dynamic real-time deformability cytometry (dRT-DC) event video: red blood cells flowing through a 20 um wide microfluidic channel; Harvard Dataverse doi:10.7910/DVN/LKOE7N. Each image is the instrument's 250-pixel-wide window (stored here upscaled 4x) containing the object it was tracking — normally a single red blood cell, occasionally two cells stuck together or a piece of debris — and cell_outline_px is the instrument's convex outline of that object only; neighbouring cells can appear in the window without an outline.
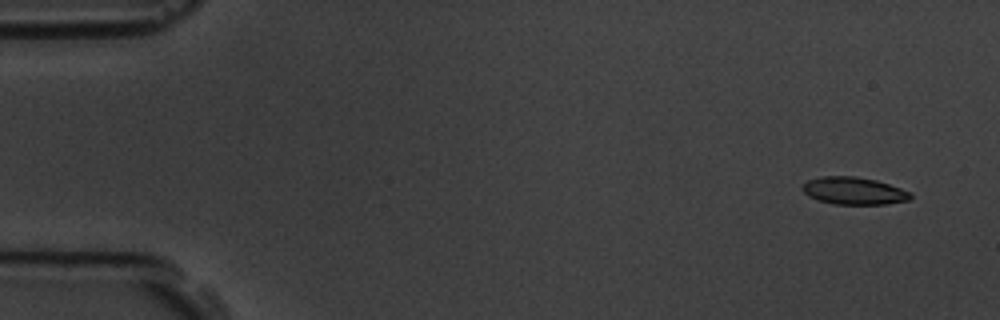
{"species": "common noctule bat (a hibernating species)", "species_latin": "Nyctalus noctula", "temperature_condition": "room temperature", "stored_images_in_passage": 5, "camera_frame_rate_fps": 3000, "um_per_image_px": 0.085, "animal": {"sex": "male", "body_mass_g": 19.5, "forearm_length_mm": 54.6}, "frame": {"image": 1, "passage_image": 1, "time_ms": 0.0, "image_size_px": [1000, 320], "cell_outline_px": [[912, 196], [908, 200], [888, 204], [836, 204], [820, 200], [808, 196], [800, 188], [808, 180], [820, 176], [856, 176], [876, 180], [912, 192]], "centroid_in_image_um": [72.58, 16.21], "position_along_channel_um": 12.4, "area_um2": 17.22}}
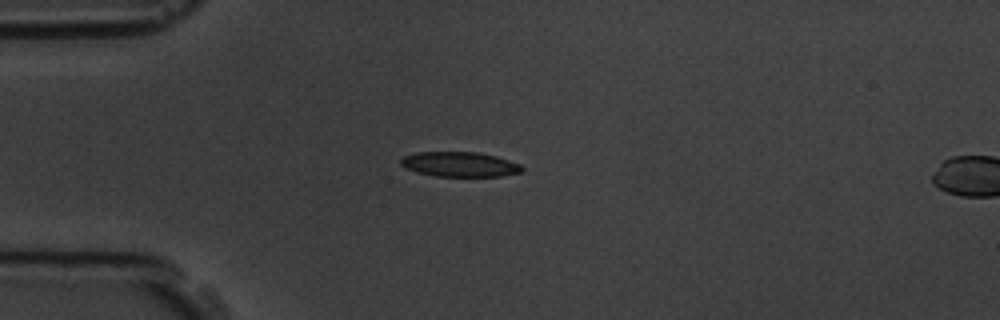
{"frame": {"image": 2, "passage_image": 4, "time_ms": 3.667, "image_size_px": [1000, 320], "cell_outline_px": [[524, 168], [520, 172], [500, 176], [436, 176], [416, 172], [404, 168], [400, 164], [400, 160], [404, 156], [416, 152], [476, 152], [496, 156], [520, 164]], "centroid_in_image_um": [39.04, 13.96], "position_along_channel_um": 46.0, "area_um2": 17.51}}